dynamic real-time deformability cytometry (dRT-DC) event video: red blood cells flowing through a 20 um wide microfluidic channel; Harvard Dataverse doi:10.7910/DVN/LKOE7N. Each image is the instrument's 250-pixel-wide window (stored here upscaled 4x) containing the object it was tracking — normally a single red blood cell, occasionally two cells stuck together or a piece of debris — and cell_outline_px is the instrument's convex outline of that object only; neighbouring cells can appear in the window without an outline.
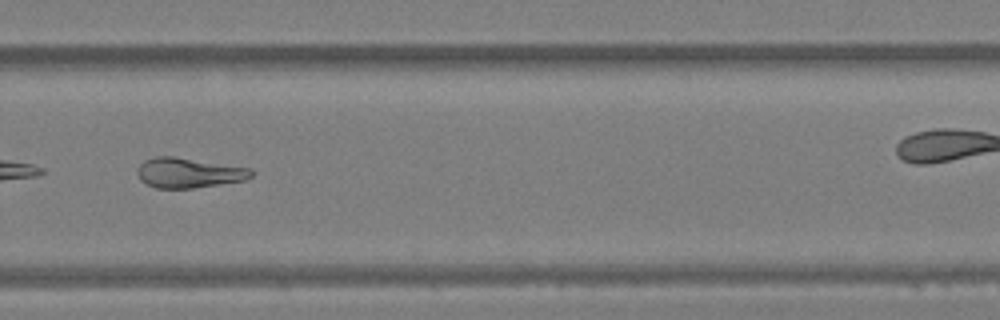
{"species": "Egyptian fruit bat (a non-hibernating species)", "species_latin": "Rousettus aegyptiacus", "temperature_condition": "warm", "stored_images_in_passage": 31, "camera_frame_rate_fps": 3000, "um_per_image_px": 0.085, "animal": {"sex": "female"}, "frame": {"image": 1, "passage_image": 18, "time_ms": 5.667, "image_size_px": [1000, 320], "cell_outline_px": [[252, 176], [244, 180], [220, 184], [192, 188], [156, 188], [140, 180], [136, 172], [140, 164], [144, 160], [156, 156], [172, 156], [252, 168]], "centroid_in_image_um": [16.02, 14.68], "position_along_channel_um": 313.8, "area_um2": 19.83}, "authors_computed_cell_mechanics": {"area_um2": 20.1144, "velocity_mm_per_s": 4.305, "shape_relaxation_time_tau1_ms": null, "shape_relaxation_time_tau2_ms": 6.7307, "deformation_change_tau1": null, "deformation_change_tau2": 0.1557}}